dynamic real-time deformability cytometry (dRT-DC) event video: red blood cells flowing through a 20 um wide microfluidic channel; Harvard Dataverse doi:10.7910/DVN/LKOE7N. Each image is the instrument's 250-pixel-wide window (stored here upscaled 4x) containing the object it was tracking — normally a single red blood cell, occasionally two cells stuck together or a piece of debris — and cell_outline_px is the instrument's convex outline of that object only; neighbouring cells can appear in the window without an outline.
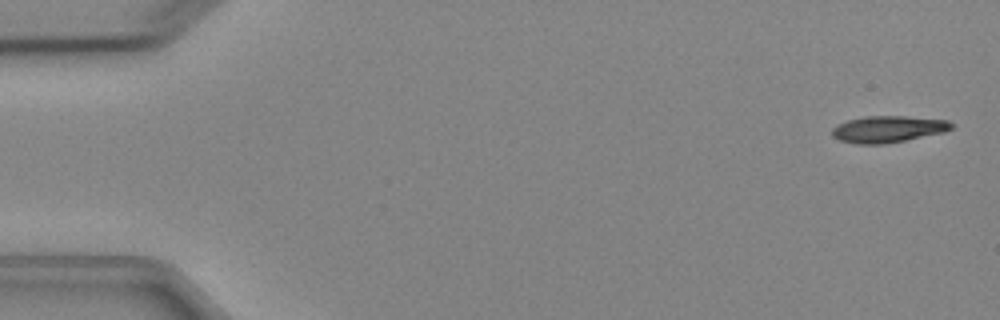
{"species": "Egyptian fruit bat (a non-hibernating species)", "species_latin": "Rousettus aegyptiacus", "temperature_condition": "cold", "stored_images_in_passage": 5, "camera_frame_rate_fps": 3000, "um_per_image_px": 0.085, "animal": {"sex": "female"}, "frame": {"image": 1, "passage_image": 1, "time_ms": 0.0, "image_size_px": [1000, 320], "cell_outline_px": [[952, 128], [944, 132], [884, 144], [856, 144], [840, 140], [832, 136], [832, 128], [836, 124], [848, 120], [864, 116], [904, 116], [948, 120], [952, 124]], "centroid_in_image_um": [75.44, 10.97], "position_along_channel_um": 9.6, "area_um2": 18.44}}
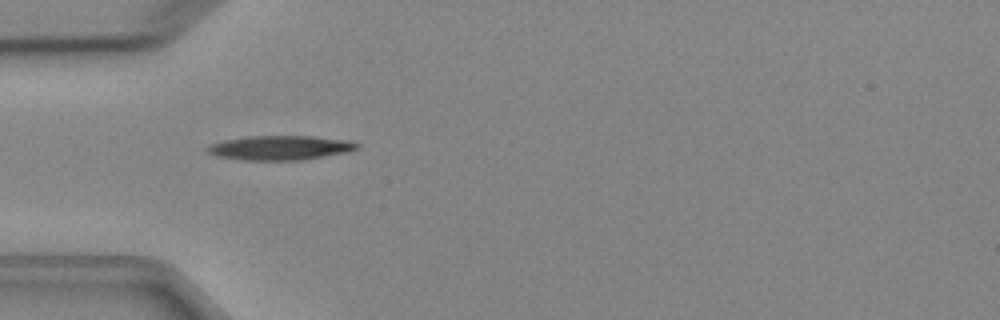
{"frame": {"image": 2, "passage_image": 5, "time_ms": 4.667, "image_size_px": [1000, 320], "cell_outline_px": [[360, 148], [348, 152], [300, 160], [240, 160], [216, 156], [208, 152], [204, 148], [208, 144], [224, 140], [248, 136], [312, 136], [352, 140], [360, 144]], "centroid_in_image_um": [23.82, 12.55], "position_along_channel_um": 61.2, "area_um2": 21.56}}